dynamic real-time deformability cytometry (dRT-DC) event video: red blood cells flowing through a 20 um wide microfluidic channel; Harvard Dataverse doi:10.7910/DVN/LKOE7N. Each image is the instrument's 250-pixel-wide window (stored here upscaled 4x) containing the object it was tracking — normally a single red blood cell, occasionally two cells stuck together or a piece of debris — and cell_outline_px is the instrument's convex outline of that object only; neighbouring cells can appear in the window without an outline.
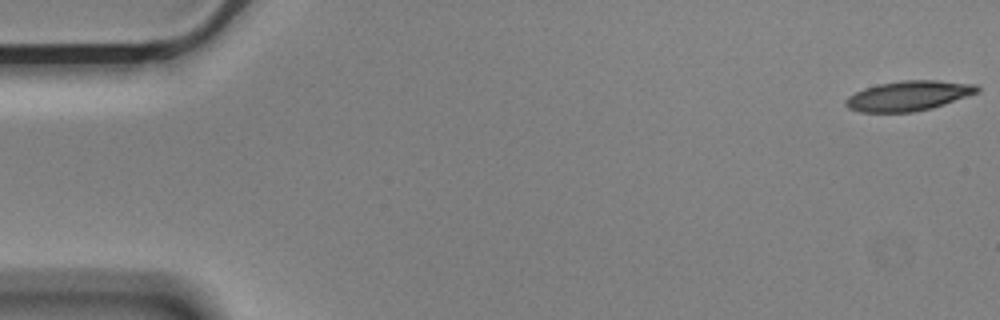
{"species": "Egyptian fruit bat (a non-hibernating species)", "species_latin": "Rousettus aegyptiacus", "temperature_condition": "cold", "stored_images_in_passage": 9, "camera_frame_rate_fps": 3000, "um_per_image_px": 0.085, "animal": {"sex": "male"}, "frame": {"image": 1, "passage_image": 1, "time_ms": 0.0, "image_size_px": [1000, 320], "cell_outline_px": [[980, 88], [976, 92], [944, 104], [932, 108], [912, 112], [860, 112], [848, 108], [844, 104], [844, 100], [848, 96], [864, 88], [880, 84], [900, 80], [936, 80], [976, 84]], "centroid_in_image_um": [77.18, 8.14], "position_along_channel_um": 7.8, "area_um2": 22.77}}